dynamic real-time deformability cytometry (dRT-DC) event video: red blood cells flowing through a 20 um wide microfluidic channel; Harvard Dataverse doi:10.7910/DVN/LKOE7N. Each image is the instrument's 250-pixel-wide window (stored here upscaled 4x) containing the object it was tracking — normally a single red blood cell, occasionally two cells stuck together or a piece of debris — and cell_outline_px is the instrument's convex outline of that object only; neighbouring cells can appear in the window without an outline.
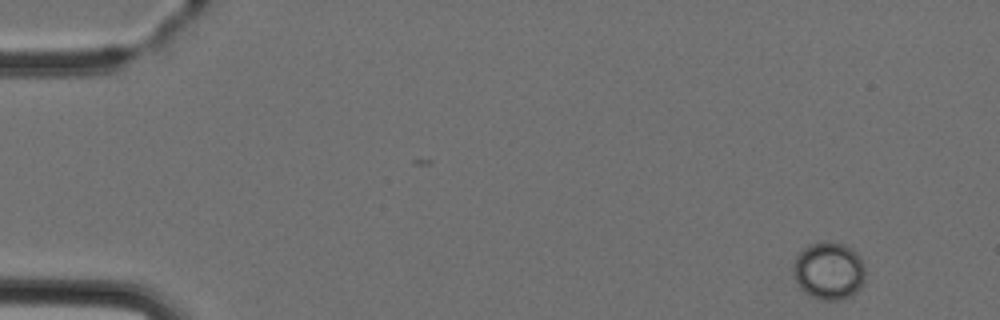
{"species": "Egyptian fruit bat (a non-hibernating species)", "species_latin": "Rousettus aegyptiacus", "temperature_condition": "cold", "stored_images_in_passage": 4, "camera_frame_rate_fps": 3000, "um_per_image_px": 0.085, "animal": {"sex": "female"}, "frame": {"image": 1, "passage_image": 1, "time_ms": 0.0, "image_size_px": [1000, 320], "cell_outline_px": [[864, 280], [860, 288], [848, 296], [840, 300], [820, 300], [804, 292], [800, 288], [796, 280], [796, 256], [804, 248], [812, 244], [844, 244], [852, 248], [860, 256], [864, 264]], "centroid_in_image_um": [70.5, 23.05], "position_along_channel_um": 14.5, "area_um2": 23.41}}
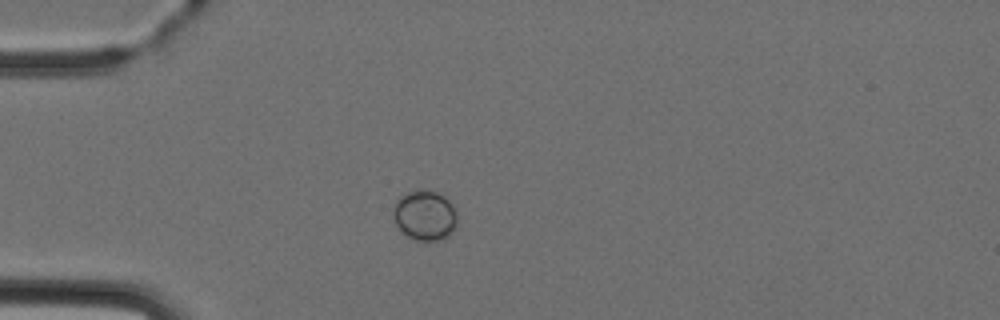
{"frame": {"image": 2, "passage_image": 3, "time_ms": 3.333, "image_size_px": [1000, 320], "cell_outline_px": [[456, 228], [444, 240], [416, 240], [408, 236], [396, 224], [392, 212], [396, 200], [400, 196], [408, 192], [420, 188], [436, 192], [448, 196], [456, 208]], "centroid_in_image_um": [36.15, 18.27], "position_along_channel_um": 48.9, "area_um2": 19.02}}